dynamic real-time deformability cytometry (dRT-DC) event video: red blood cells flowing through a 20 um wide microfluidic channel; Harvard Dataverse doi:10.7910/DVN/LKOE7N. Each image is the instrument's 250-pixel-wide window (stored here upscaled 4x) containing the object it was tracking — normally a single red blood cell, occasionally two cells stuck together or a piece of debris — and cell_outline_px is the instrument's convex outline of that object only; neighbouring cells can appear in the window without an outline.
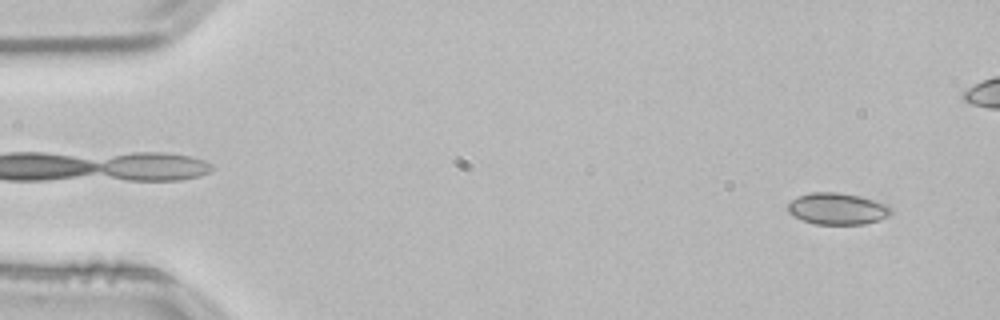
{"species": "common noctule bat (a hibernating species)", "species_latin": "Nyctalus noctula", "temperature_condition": "room temperature", "stored_images_in_passage": 53, "camera_frame_rate_fps": 3000, "um_per_image_px": 0.085, "animal": {"sex": "male", "body_mass_g": 21.5, "forearm_length_mm": 52.0}, "frame": {"image": 1, "passage_image": 3, "time_ms": 0.667, "image_size_px": [1000, 320], "cell_outline_px": [[892, 212], [888, 216], [864, 224], [816, 224], [804, 220], [788, 212], [788, 204], [792, 200], [800, 196], [812, 192], [836, 192], [860, 196], [888, 204], [892, 208]], "centroid_in_image_um": [71.21, 17.73], "position_along_channel_um": 13.8, "area_um2": 18.79}}
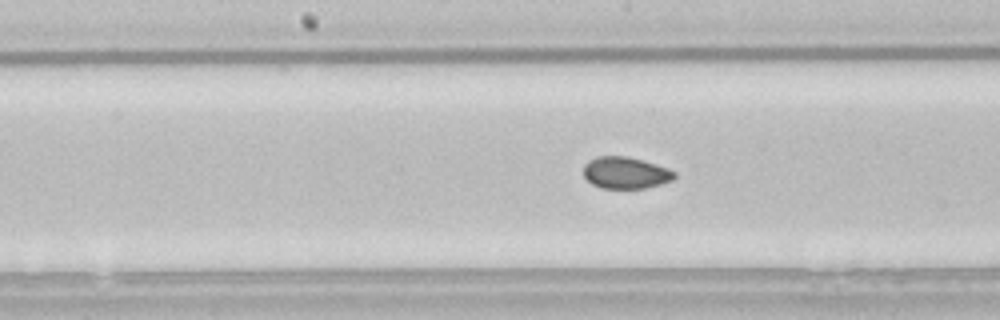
{"frame": {"image": 2, "passage_image": 26, "time_ms": 8.333, "image_size_px": [1000, 320], "cell_outline_px": [[676, 176], [672, 180], [660, 184], [644, 188], [600, 188], [592, 184], [584, 176], [584, 164], [588, 160], [596, 156], [624, 156], [656, 164], [668, 168], [676, 172]], "centroid_in_image_um": [53.15, 14.68], "position_along_channel_um": 195.0, "area_um2": 16.76}}
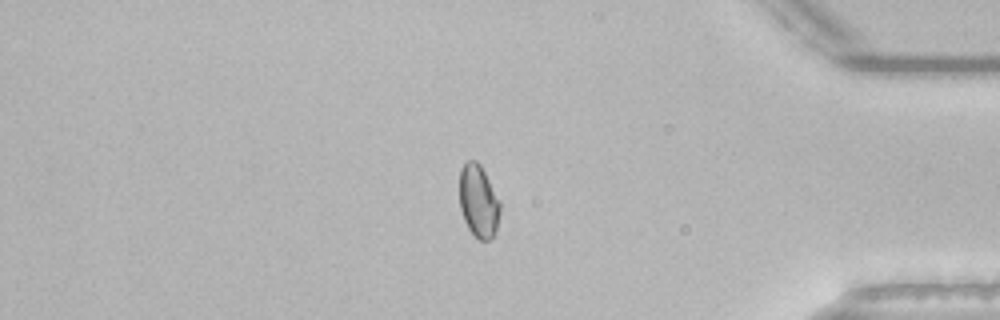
{"frame": {"image": 3, "passage_image": 44, "time_ms": 14.333, "image_size_px": [1000, 320], "cell_outline_px": [[500, 212], [496, 232], [488, 240], [480, 240], [468, 228], [464, 220], [460, 208], [460, 168], [468, 160], [476, 160], [480, 164], [500, 204]], "centroid_in_image_um": [40.66, 17.1], "position_along_channel_um": 394.5, "area_um2": 16.88}}